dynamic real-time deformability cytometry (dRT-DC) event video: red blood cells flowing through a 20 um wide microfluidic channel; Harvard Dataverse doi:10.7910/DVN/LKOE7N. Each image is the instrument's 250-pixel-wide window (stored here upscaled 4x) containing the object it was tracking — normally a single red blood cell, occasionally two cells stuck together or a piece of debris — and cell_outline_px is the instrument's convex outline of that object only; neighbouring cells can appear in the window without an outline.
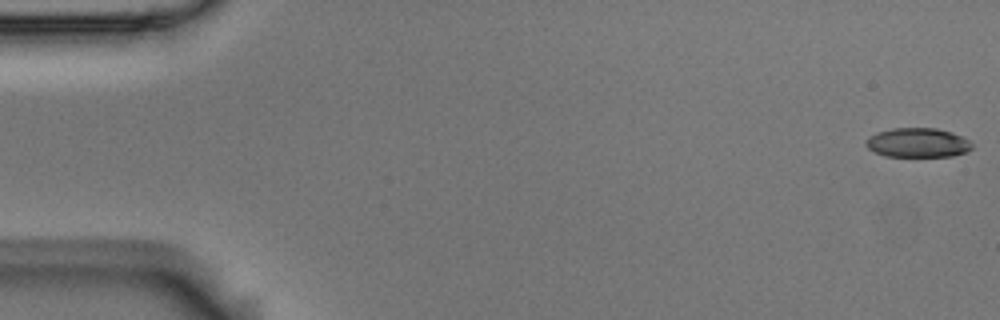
{"species": "Egyptian fruit bat (a non-hibernating species)", "species_latin": "Rousettus aegyptiacus", "temperature_condition": "room temperature", "stored_images_in_passage": 13, "camera_frame_rate_fps": 3000, "um_per_image_px": 0.085, "animal": {"sex": "male"}, "frame": {"image": 1, "passage_image": 1, "time_ms": 0.0, "image_size_px": [1000, 320], "cell_outline_px": [[972, 148], [968, 152], [952, 156], [884, 156], [868, 148], [864, 144], [864, 140], [868, 136], [876, 132], [892, 128], [936, 128], [952, 132], [968, 140], [972, 144]], "centroid_in_image_um": [77.98, 12.12], "position_along_channel_um": 7.0, "area_um2": 18.26}}